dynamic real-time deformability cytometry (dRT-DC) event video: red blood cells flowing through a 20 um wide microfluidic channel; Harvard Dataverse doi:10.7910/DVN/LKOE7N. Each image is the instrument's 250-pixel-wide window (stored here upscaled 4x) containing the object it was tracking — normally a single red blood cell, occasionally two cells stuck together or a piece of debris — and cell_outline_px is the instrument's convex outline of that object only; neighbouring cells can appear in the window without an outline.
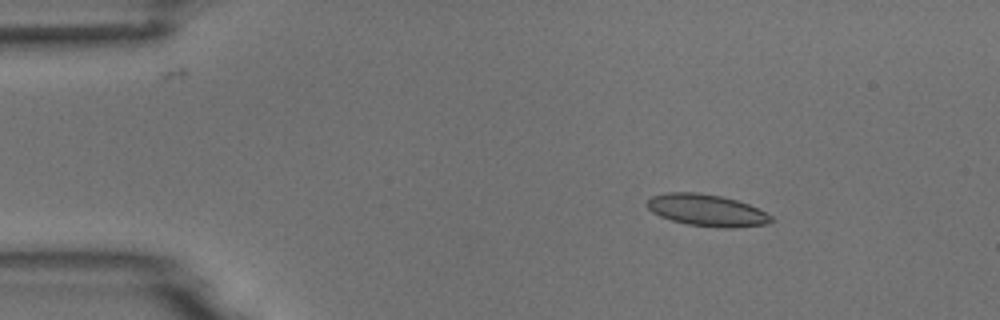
{"species": "common noctule bat (a hibernating species)", "species_latin": "Nyctalus noctula", "temperature_condition": "room temperature", "stored_images_in_passage": 3, "camera_frame_rate_fps": 3000, "um_per_image_px": 0.085, "animal": {"sex": "male", "body_mass_g": 18.8}, "frame": {"image": 1, "passage_image": 1, "time_ms": 0.0, "image_size_px": [1000, 320], "cell_outline_px": [[776, 220], [768, 224], [732, 228], [724, 228], [688, 224], [672, 220], [660, 216], [652, 212], [648, 208], [648, 200], [652, 196], [668, 192], [696, 192], [720, 196], [736, 200], [748, 204], [772, 216]], "centroid_in_image_um": [60.1, 17.88], "position_along_channel_um": 24.9, "area_um2": 22.83}}
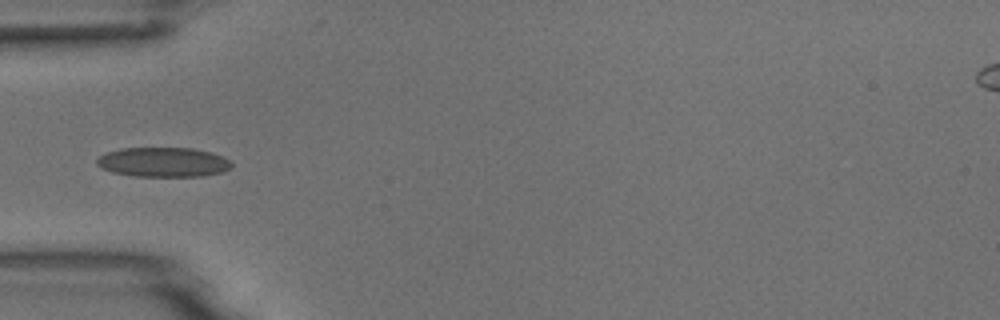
{"frame": {"image": 2, "passage_image": 3, "time_ms": 3.0, "image_size_px": [1000, 320], "cell_outline_px": [[232, 168], [224, 172], [200, 176], [136, 176], [112, 172], [100, 168], [96, 164], [96, 160], [100, 156], [108, 152], [120, 148], [192, 148], [212, 152], [228, 160], [232, 164]], "centroid_in_image_um": [13.87, 13.78], "position_along_channel_um": 71.1, "area_um2": 23.24}}